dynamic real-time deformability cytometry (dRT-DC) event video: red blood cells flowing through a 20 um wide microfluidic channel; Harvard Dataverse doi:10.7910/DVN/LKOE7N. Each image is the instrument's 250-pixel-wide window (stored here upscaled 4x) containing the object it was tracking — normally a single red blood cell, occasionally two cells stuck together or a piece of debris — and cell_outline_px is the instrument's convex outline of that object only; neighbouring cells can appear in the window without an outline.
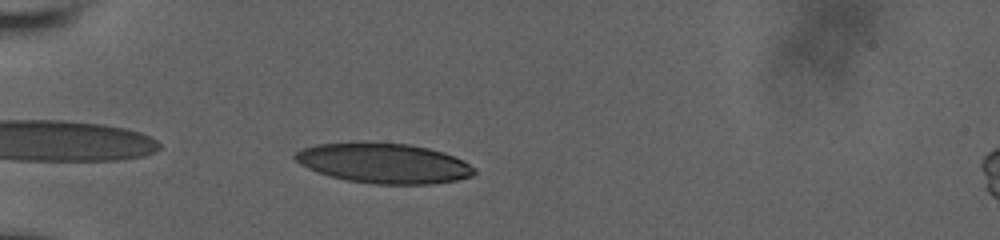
{"species": "human", "species_latin": "Homo sapiens", "temperature_condition": "room temperature", "stored_images_in_passage": 33, "camera_frame_rate_fps": 3000, "um_per_image_px": 0.085, "donor": {"sex": "male"}, "frame": {"image": 1, "passage_image": 2, "time_ms": 0.333, "image_size_px": [1000, 240], "cell_outline_px": [[476, 172], [472, 176], [456, 180], [432, 184], [376, 184], [348, 180], [332, 176], [308, 168], [300, 164], [292, 156], [300, 148], [316, 144], [364, 140], [408, 144], [428, 148], [444, 152], [464, 160], [476, 168]], "centroid_in_image_um": [32.62, 13.84], "position_along_channel_um": 52.4, "area_um2": 42.43}}
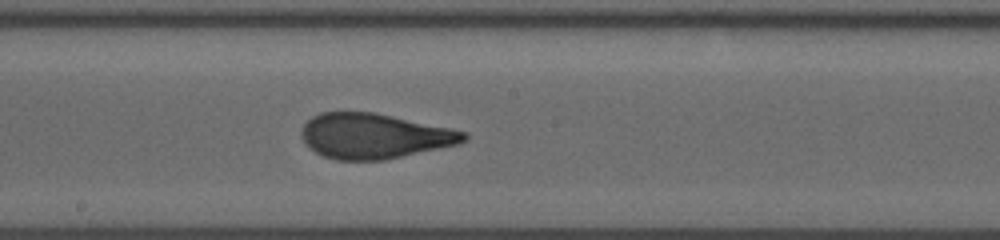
{"frame": {"image": 2, "passage_image": 16, "time_ms": 5.333, "image_size_px": [1000, 240], "cell_outline_px": [[468, 136], [460, 144], [384, 160], [336, 160], [324, 156], [316, 152], [304, 140], [300, 132], [304, 124], [312, 116], [320, 112], [372, 112], [392, 116], [468, 132]], "centroid_in_image_um": [31.81, 11.56], "position_along_channel_um": 216.4, "area_um2": 42.37}}
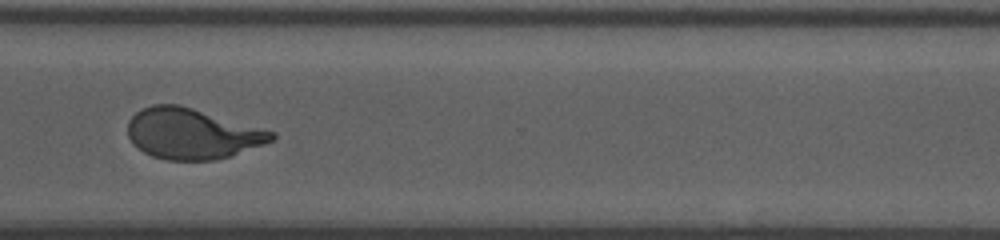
{"frame": {"image": 3, "passage_image": 26, "time_ms": 9.0, "image_size_px": [1000, 240], "cell_outline_px": [[276, 136], [272, 140], [264, 144], [216, 160], [168, 160], [152, 156], [144, 152], [132, 144], [128, 136], [128, 120], [136, 112], [152, 104], [180, 104], [276, 132]], "centroid_in_image_um": [16.3, 11.35], "position_along_channel_um": 354.3, "area_um2": 42.37}, "authors_computed_cell_mechanics": {"area_um2": 42.8298, "velocity_mm_per_s": 3.7731, "shape_relaxation_time_tau1_ms": 5.9868, "shape_relaxation_time_tau2_ms": 0.7558, "deformation_change_tau1": 0.216, "deformation_change_tau2": 0.0689}}